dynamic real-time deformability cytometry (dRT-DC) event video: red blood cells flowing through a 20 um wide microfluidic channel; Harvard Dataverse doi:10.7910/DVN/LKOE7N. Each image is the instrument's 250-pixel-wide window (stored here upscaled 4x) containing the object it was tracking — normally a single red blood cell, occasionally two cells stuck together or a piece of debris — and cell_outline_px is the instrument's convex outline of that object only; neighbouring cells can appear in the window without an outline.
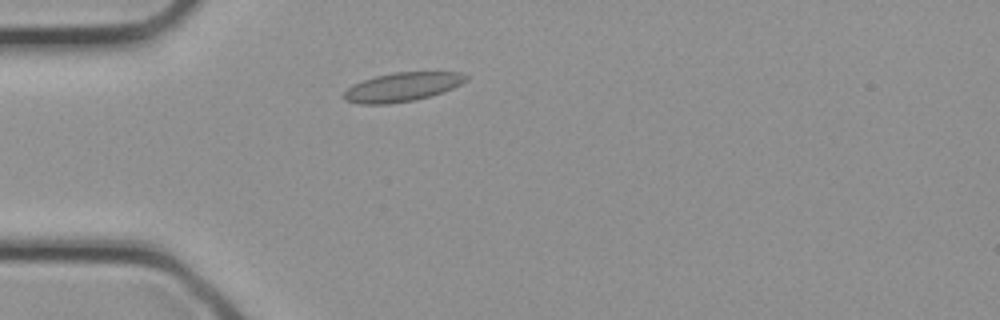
{"species": "common noctule bat (a hibernating species)", "species_latin": "Nyctalus noctula", "temperature_condition": "cold", "stored_images_in_passage": 28, "camera_frame_rate_fps": 3000, "um_per_image_px": 0.085, "animal": {"sex": "female", "body_mass_g": 21.9}, "frame": {"image": 1, "passage_image": 5, "time_ms": 1.333, "image_size_px": [1000, 320], "cell_outline_px": [[468, 80], [444, 92], [416, 100], [388, 104], [360, 104], [344, 100], [344, 92], [352, 84], [376, 76], [392, 72], [460, 72], [468, 76]], "centroid_in_image_um": [34.2, 7.4], "position_along_channel_um": 50.8, "area_um2": 20.63}}
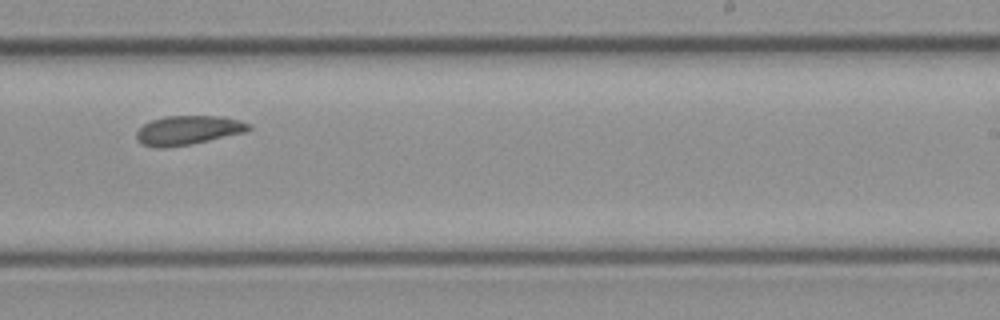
{"frame": {"image": 2, "passage_image": 16, "time_ms": 5.0, "image_size_px": [1000, 320], "cell_outline_px": [[252, 128], [244, 132], [192, 144], [164, 148], [156, 148], [144, 144], [136, 140], [136, 132], [144, 124], [152, 120], [164, 116], [224, 116], [252, 124]], "centroid_in_image_um": [15.98, 11.07], "position_along_channel_um": 273.0, "area_um2": 19.07}}
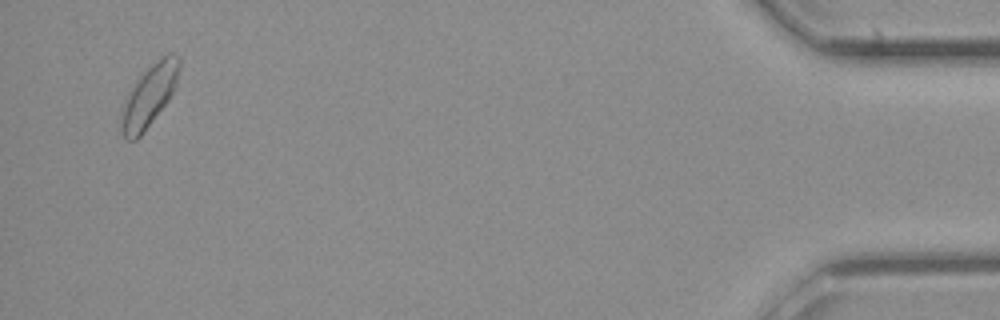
{"frame": {"image": 3, "passage_image": 27, "time_ms": 8.667, "image_size_px": [1000, 320], "cell_outline_px": [[180, 68], [176, 88], [168, 100], [140, 136], [136, 140], [128, 140], [120, 132], [120, 128], [124, 108], [128, 92], [140, 72], [168, 52], [172, 52], [180, 56]], "centroid_in_image_um": [12.72, 8.06], "position_along_channel_um": 422.5, "area_um2": 20.92}}